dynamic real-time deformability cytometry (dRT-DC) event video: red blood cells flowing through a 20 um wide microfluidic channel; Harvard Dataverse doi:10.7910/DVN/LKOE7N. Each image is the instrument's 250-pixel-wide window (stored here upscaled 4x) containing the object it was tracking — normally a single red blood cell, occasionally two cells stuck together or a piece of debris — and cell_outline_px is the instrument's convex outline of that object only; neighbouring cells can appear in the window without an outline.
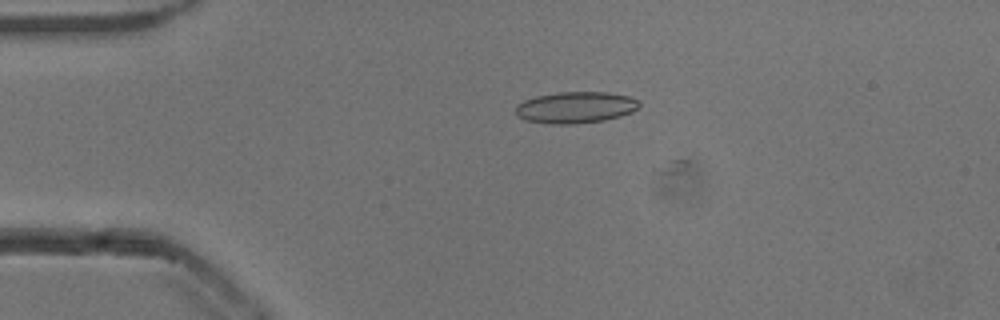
{"species": "common noctule bat (a hibernating species)", "species_latin": "Nyctalus noctula", "temperature_condition": "cold", "stored_images_in_passage": 2, "camera_frame_rate_fps": 3000, "um_per_image_px": 0.085, "animal": {"sex": "male", "body_mass_g": 13.3}, "frame": {"image": 1, "passage_image": 1, "time_ms": 0.0, "image_size_px": [1000, 320], "cell_outline_px": [[640, 104], [632, 112], [620, 116], [604, 120], [576, 124], [552, 124], [528, 120], [516, 116], [516, 104], [524, 100], [536, 96], [556, 92], [608, 92], [628, 96], [640, 100]], "centroid_in_image_um": [48.92, 9.12], "position_along_channel_um": 36.1, "area_um2": 22.72}}